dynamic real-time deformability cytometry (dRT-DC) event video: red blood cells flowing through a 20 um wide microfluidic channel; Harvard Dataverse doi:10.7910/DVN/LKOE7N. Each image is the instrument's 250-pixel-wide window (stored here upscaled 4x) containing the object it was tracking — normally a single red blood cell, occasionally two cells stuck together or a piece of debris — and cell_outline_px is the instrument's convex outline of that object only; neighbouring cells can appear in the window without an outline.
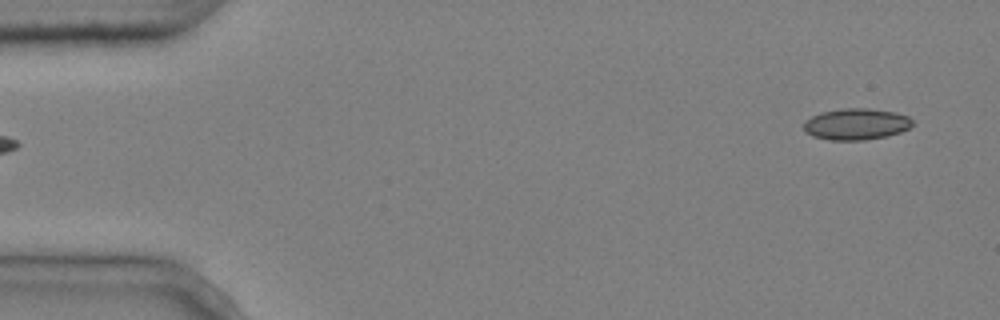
{"species": "common noctule bat (a hibernating species)", "species_latin": "Nyctalus noctula", "temperature_condition": "cold", "stored_images_in_passage": 5, "segment_of_instrument_passage": [2, 2], "camera_frame_rate_fps": 3000, "um_per_image_px": 0.085, "animal": {"sex": "male", "body_mass_g": 20.4}, "frame": {"image": 1, "passage_image": 5, "time_ms": 1.333, "image_size_px": [1000, 320], "cell_outline_px": [[912, 124], [908, 128], [900, 132], [884, 136], [864, 140], [828, 140], [812, 136], [804, 132], [804, 120], [820, 112], [844, 108], [868, 108], [896, 112], [908, 116], [912, 120]], "centroid_in_image_um": [72.73, 10.54], "position_along_channel_um": 12.3, "area_um2": 19.94}}